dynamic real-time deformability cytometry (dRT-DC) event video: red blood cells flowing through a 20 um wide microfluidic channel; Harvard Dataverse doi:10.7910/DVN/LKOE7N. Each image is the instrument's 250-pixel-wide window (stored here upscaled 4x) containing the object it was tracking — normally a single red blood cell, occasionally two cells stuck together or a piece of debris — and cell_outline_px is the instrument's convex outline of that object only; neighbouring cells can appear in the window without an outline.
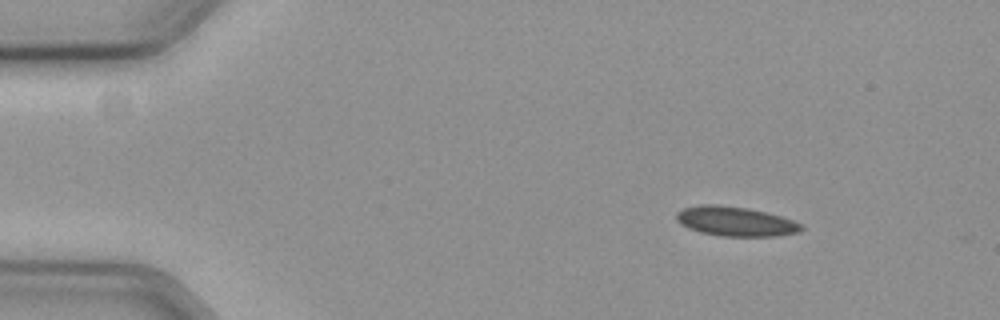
{"species": "common noctule bat (a hibernating species)", "species_latin": "Nyctalus noctula", "temperature_condition": "cold", "stored_images_in_passage": 52, "segment_of_instrument_passage": [1, 2], "camera_frame_rate_fps": 3000, "um_per_image_px": 0.085, "animal": {"sex": "female", "body_mass_g": 19.3, "forearm_length_mm": 54.1}, "frame": {"image": 1, "passage_image": 1, "time_ms": 0.0, "image_size_px": [1000, 320], "cell_outline_px": [[804, 228], [796, 232], [772, 236], [724, 236], [700, 232], [688, 228], [680, 224], [676, 220], [676, 212], [684, 208], [696, 204], [720, 204], [748, 208], [780, 216], [792, 220], [800, 224]], "centroid_in_image_um": [62.43, 18.8], "position_along_channel_um": 22.6, "area_um2": 21.39}}
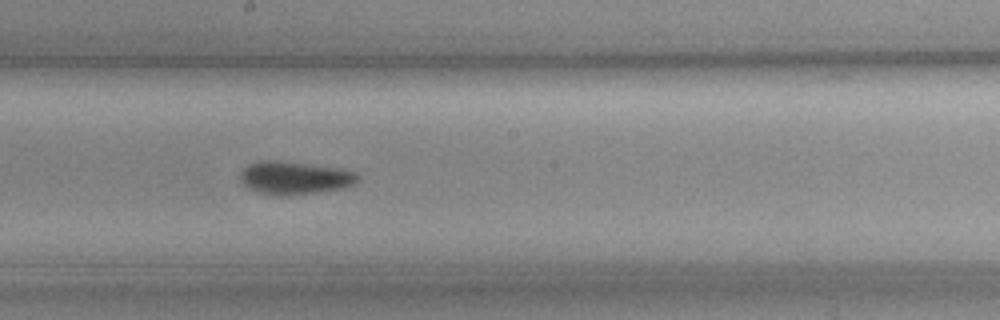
{"frame": {"image": 2, "passage_image": 25, "time_ms": 8.0, "image_size_px": [1000, 320], "cell_outline_px": [[360, 180], [356, 184], [344, 188], [316, 192], [284, 196], [276, 196], [256, 192], [248, 188], [240, 180], [240, 172], [248, 164], [260, 160], [276, 160], [340, 168], [356, 172], [360, 176]], "centroid_in_image_um": [25.05, 15.12], "position_along_channel_um": 223.1, "area_um2": 22.89}}
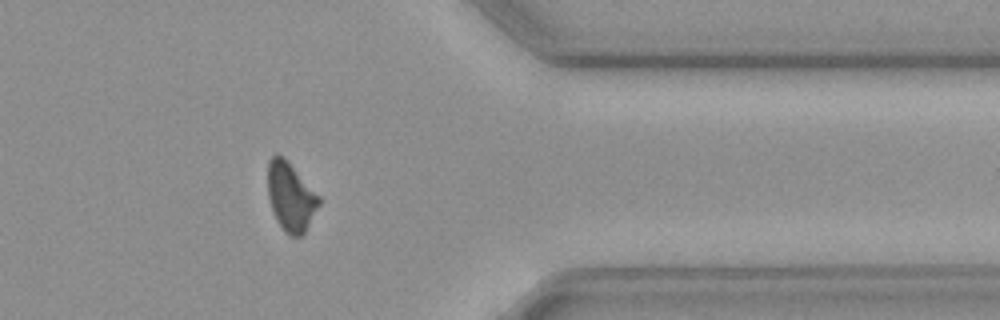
{"frame": {"image": 3, "passage_image": 40, "time_ms": 13.0, "image_size_px": [1000, 320], "cell_outline_px": [[320, 204], [304, 232], [300, 236], [288, 236], [284, 232], [276, 220], [268, 196], [268, 160], [276, 152], [284, 156], [320, 196]], "centroid_in_image_um": [24.7, 16.69], "position_along_channel_um": 386.7, "area_um2": 20.58}}